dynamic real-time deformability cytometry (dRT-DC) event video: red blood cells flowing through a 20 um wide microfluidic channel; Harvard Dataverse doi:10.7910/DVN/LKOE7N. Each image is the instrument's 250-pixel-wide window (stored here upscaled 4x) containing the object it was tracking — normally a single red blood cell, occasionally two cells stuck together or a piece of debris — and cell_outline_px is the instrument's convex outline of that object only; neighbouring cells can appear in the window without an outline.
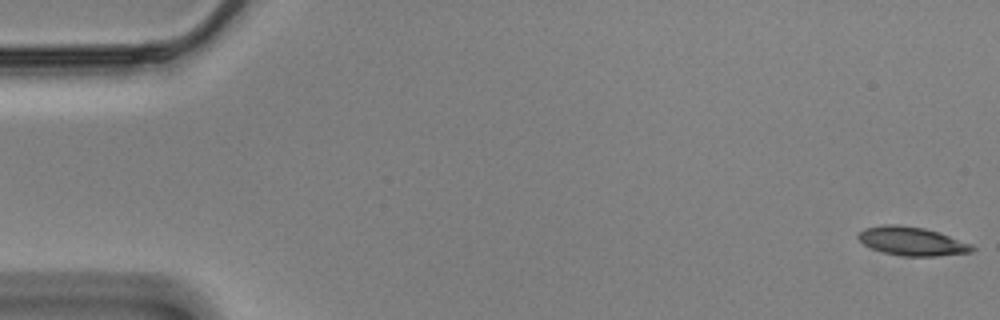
{"species": "Egyptian fruit bat (a non-hibernating species)", "species_latin": "Rousettus aegyptiacus", "temperature_condition": "cold", "stored_images_in_passage": 57, "camera_frame_rate_fps": 3000, "um_per_image_px": 0.085, "animal": {"sex": "male"}, "frame": {"image": 1, "passage_image": 1, "time_ms": 0.0, "image_size_px": [1000, 320], "cell_outline_px": [[976, 248], [972, 252], [936, 256], [900, 256], [880, 252], [864, 244], [856, 236], [856, 232], [864, 228], [884, 224], [900, 224], [924, 228], [940, 232], [972, 244]], "centroid_in_image_um": [77.49, 20.49], "position_along_channel_um": 7.5, "area_um2": 19.36}}
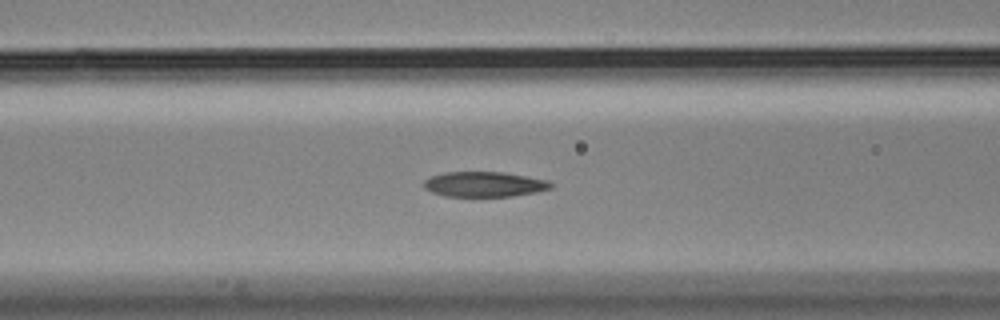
{"frame": {"image": 2, "passage_image": 23, "time_ms": 7.333, "image_size_px": [1000, 320], "cell_outline_px": [[556, 184], [552, 188], [536, 192], [512, 196], [444, 196], [432, 192], [424, 188], [424, 180], [432, 176], [444, 172], [504, 172], [548, 180]], "centroid_in_image_um": [41.2, 15.66], "position_along_channel_um": 125.4, "area_um2": 18.67}}
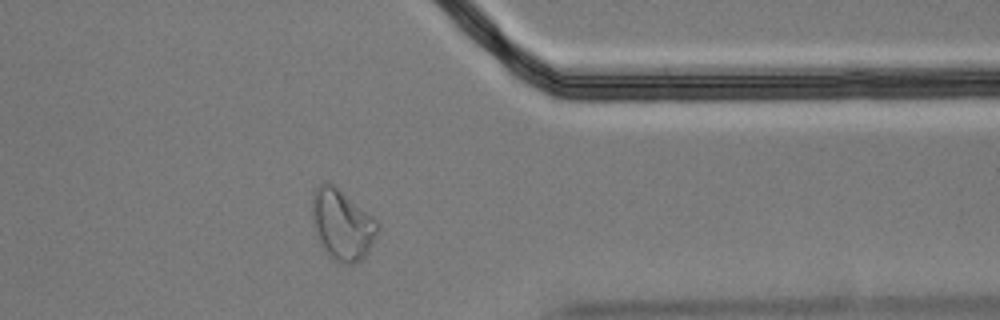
{"frame": {"image": 3, "passage_image": 46, "time_ms": 15.0, "image_size_px": [1000, 320], "cell_outline_px": [[380, 228], [368, 252], [360, 260], [352, 264], [340, 264], [332, 260], [328, 256], [320, 244], [312, 224], [312, 192], [320, 184], [332, 184], [372, 216], [380, 224]], "centroid_in_image_um": [29.06, 19.14], "position_along_channel_um": 382.3, "area_um2": 26.88}, "authors_computed_cell_mechanics": {"area_um2": 19.5364, "velocity_mm_per_s": 3.4861, "shape_relaxation_time_tau1_ms": 10.9119, "shape_relaxation_time_tau2_ms": 2.7017, "deformation_change_tau1": 0.2382, "deformation_change_tau2": 0.0853}}